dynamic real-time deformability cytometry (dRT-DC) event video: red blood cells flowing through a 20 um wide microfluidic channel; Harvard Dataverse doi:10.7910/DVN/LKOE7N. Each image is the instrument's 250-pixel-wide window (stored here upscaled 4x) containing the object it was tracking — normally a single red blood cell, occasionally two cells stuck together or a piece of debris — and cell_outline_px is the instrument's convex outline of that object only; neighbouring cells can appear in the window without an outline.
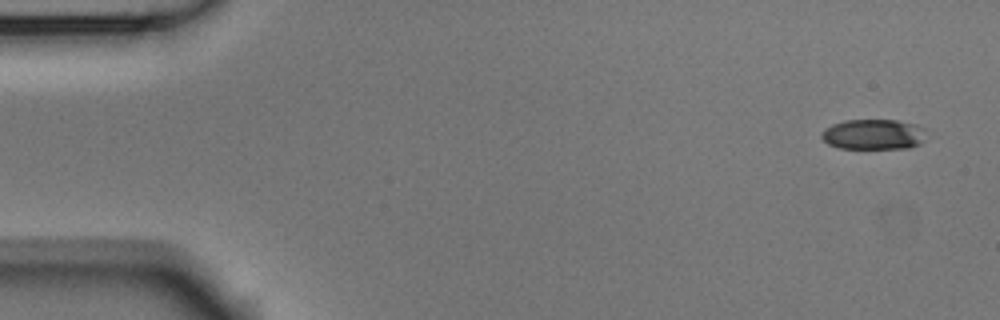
{"species": "Egyptian fruit bat (a non-hibernating species)", "species_latin": "Rousettus aegyptiacus", "temperature_condition": "room temperature", "stored_images_in_passage": 4, "camera_frame_rate_fps": 3000, "um_per_image_px": 0.085, "animal": {"sex": "male"}, "frame": {"image": 1, "passage_image": 1, "time_ms": 0.0, "image_size_px": [1000, 320], "cell_outline_px": [[924, 140], [920, 144], [908, 148], [840, 148], [828, 144], [820, 136], [820, 132], [824, 128], [832, 124], [844, 120], [896, 120], [916, 124], [924, 128]], "centroid_in_image_um": [74.22, 11.41], "position_along_channel_um": 10.8, "area_um2": 18.61}}
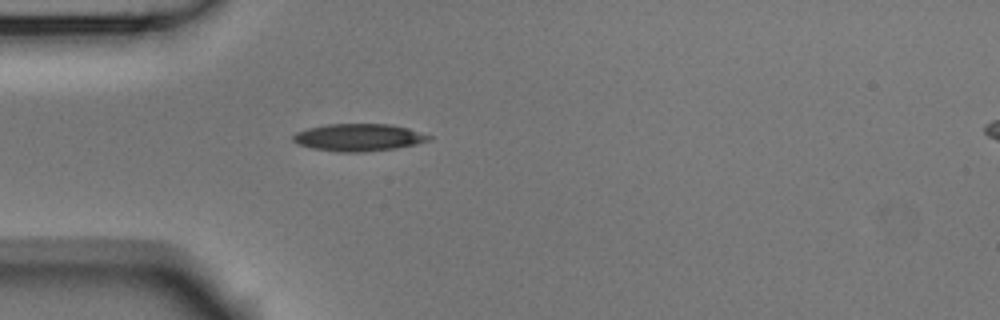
{"frame": {"image": 2, "passage_image": 4, "time_ms": 1.0, "image_size_px": [1000, 320], "cell_outline_px": [[432, 140], [416, 144], [396, 148], [360, 152], [340, 152], [312, 148], [296, 144], [292, 140], [292, 136], [296, 132], [308, 128], [328, 124], [392, 124], [408, 128], [432, 136]], "centroid_in_image_um": [30.48, 11.68], "position_along_channel_um": 54.5, "area_um2": 21.68}}